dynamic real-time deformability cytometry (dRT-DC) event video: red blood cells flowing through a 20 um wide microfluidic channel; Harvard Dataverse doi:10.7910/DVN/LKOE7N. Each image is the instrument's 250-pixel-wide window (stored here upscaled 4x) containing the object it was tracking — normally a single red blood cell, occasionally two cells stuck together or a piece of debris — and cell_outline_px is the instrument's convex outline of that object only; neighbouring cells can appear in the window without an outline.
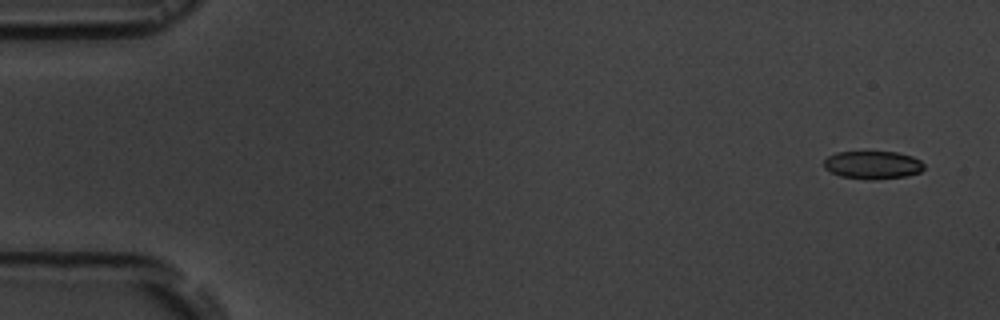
{"species": "common noctule bat (a hibernating species)", "species_latin": "Nyctalus noctula", "temperature_condition": "room temperature", "stored_images_in_passage": 10, "camera_frame_rate_fps": 3000, "um_per_image_px": 0.085, "animal": {"sex": "male", "body_mass_g": 19.5, "forearm_length_mm": 54.6}, "frame": {"image": 1, "passage_image": 1, "time_ms": 0.0, "image_size_px": [1000, 320], "cell_outline_px": [[924, 168], [920, 172], [908, 176], [872, 180], [868, 180], [840, 176], [824, 168], [824, 160], [828, 156], [836, 152], [896, 152], [912, 156], [920, 160], [924, 164]], "centroid_in_image_um": [74.19, 14.03], "position_along_channel_um": 10.8, "area_um2": 16.42}}
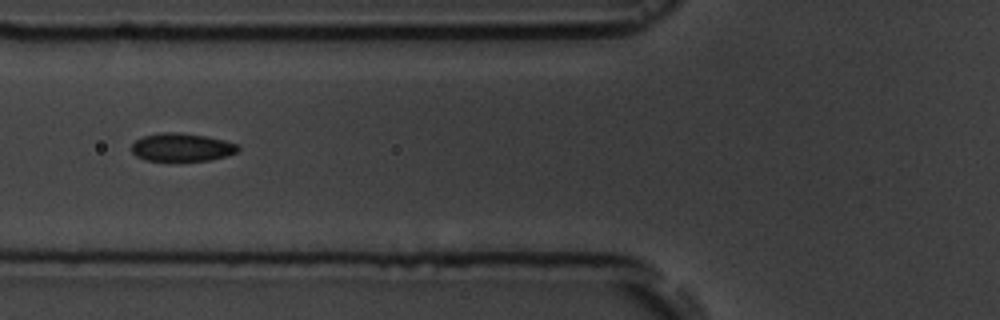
{"frame": {"image": 2, "passage_image": 6, "time_ms": 6.333, "image_size_px": [1000, 320], "cell_outline_px": [[240, 148], [236, 152], [228, 156], [212, 160], [180, 164], [144, 160], [136, 156], [132, 152], [132, 144], [136, 140], [144, 136], [160, 132], [180, 132], [204, 136], [224, 140], [240, 144]], "centroid_in_image_um": [15.46, 12.58], "position_along_channel_um": 110.3, "area_um2": 18.44}}
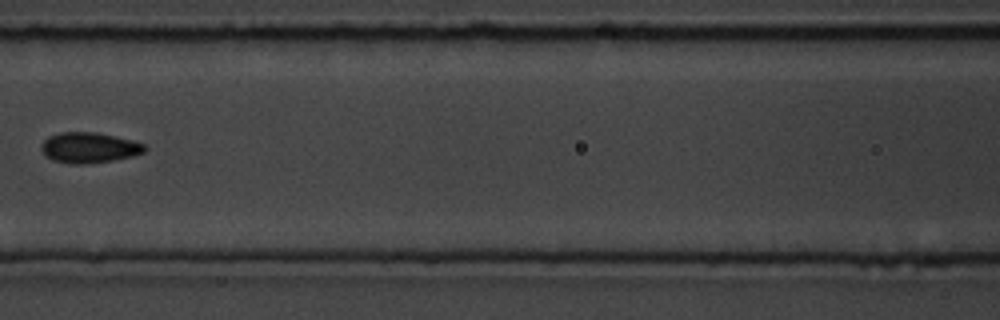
{"frame": {"image": 3, "passage_image": 7, "time_ms": 7.667, "image_size_px": [1000, 320], "cell_outline_px": [[148, 148], [144, 152], [132, 156], [112, 160], [80, 164], [76, 164], [52, 160], [40, 148], [44, 140], [48, 136], [60, 132], [96, 132], [116, 136], [132, 140], [144, 144]], "centroid_in_image_um": [7.59, 12.53], "position_along_channel_um": 159.0, "area_um2": 18.21}}